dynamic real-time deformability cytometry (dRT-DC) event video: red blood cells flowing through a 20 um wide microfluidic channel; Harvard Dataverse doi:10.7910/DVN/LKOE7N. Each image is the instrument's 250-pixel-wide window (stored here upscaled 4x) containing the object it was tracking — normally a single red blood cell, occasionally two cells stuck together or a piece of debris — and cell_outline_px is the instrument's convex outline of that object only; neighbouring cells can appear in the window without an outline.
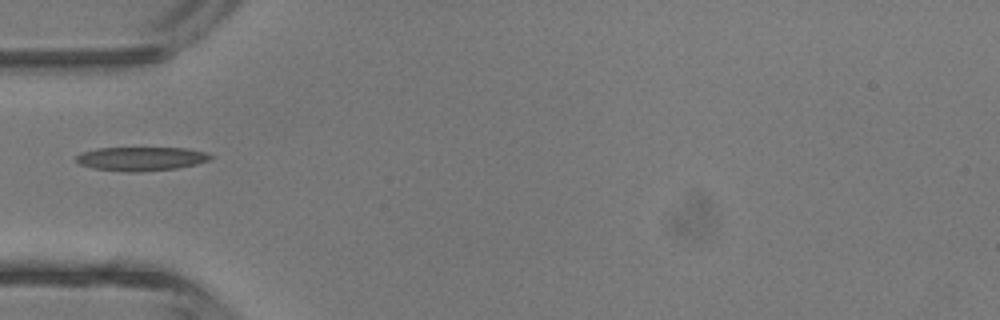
{"species": "common noctule bat (a hibernating species)", "species_latin": "Nyctalus noctula", "temperature_condition": "room temperature", "stored_images_in_passage": 1, "camera_frame_rate_fps": 3000, "um_per_image_px": 0.085, "animal": {"sex": "male", "body_mass_g": 13.3}, "frame": {"image": 1, "passage_image": 1, "time_ms": 0.0, "image_size_px": [1000, 320], "cell_outline_px": [[212, 156], [208, 160], [196, 164], [176, 168], [140, 172], [128, 172], [92, 168], [80, 164], [76, 160], [76, 156], [80, 152], [96, 148], [188, 148], [204, 152]], "centroid_in_image_um": [11.94, 13.49], "position_along_channel_um": 73.1, "area_um2": 18.61}}